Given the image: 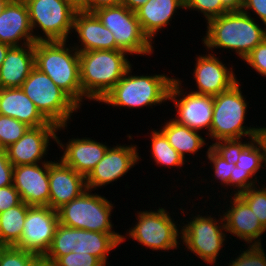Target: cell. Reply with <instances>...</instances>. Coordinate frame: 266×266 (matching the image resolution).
I'll list each match as a JSON object with an SVG mask.
<instances>
[{
  "label": "cell",
  "mask_w": 266,
  "mask_h": 266,
  "mask_svg": "<svg viewBox=\"0 0 266 266\" xmlns=\"http://www.w3.org/2000/svg\"><path fill=\"white\" fill-rule=\"evenodd\" d=\"M206 23L207 33L202 38L206 50H234L242 60L266 39V27H260L248 11L226 12Z\"/></svg>",
  "instance_id": "1"
},
{
  "label": "cell",
  "mask_w": 266,
  "mask_h": 266,
  "mask_svg": "<svg viewBox=\"0 0 266 266\" xmlns=\"http://www.w3.org/2000/svg\"><path fill=\"white\" fill-rule=\"evenodd\" d=\"M66 42L68 41H36L34 43V66L47 74L81 107L82 100L88 98L81 88L79 52L73 46L67 47Z\"/></svg>",
  "instance_id": "2"
},
{
  "label": "cell",
  "mask_w": 266,
  "mask_h": 266,
  "mask_svg": "<svg viewBox=\"0 0 266 266\" xmlns=\"http://www.w3.org/2000/svg\"><path fill=\"white\" fill-rule=\"evenodd\" d=\"M126 54L122 50L79 52L81 88L90 101L100 103L132 66Z\"/></svg>",
  "instance_id": "3"
},
{
  "label": "cell",
  "mask_w": 266,
  "mask_h": 266,
  "mask_svg": "<svg viewBox=\"0 0 266 266\" xmlns=\"http://www.w3.org/2000/svg\"><path fill=\"white\" fill-rule=\"evenodd\" d=\"M131 68L132 66L100 102L108 106L128 108L152 107L167 102L175 78L165 74L135 76L132 75Z\"/></svg>",
  "instance_id": "4"
},
{
  "label": "cell",
  "mask_w": 266,
  "mask_h": 266,
  "mask_svg": "<svg viewBox=\"0 0 266 266\" xmlns=\"http://www.w3.org/2000/svg\"><path fill=\"white\" fill-rule=\"evenodd\" d=\"M126 237L119 233L70 228L59 223L52 243L41 259L53 265L61 256L70 252L89 253L106 265L110 251L122 244Z\"/></svg>",
  "instance_id": "5"
},
{
  "label": "cell",
  "mask_w": 266,
  "mask_h": 266,
  "mask_svg": "<svg viewBox=\"0 0 266 266\" xmlns=\"http://www.w3.org/2000/svg\"><path fill=\"white\" fill-rule=\"evenodd\" d=\"M240 83H235L230 89L214 96L213 118L210 128V139L229 140L255 139L261 134L258 128L244 126L246 109L249 103L242 95Z\"/></svg>",
  "instance_id": "6"
},
{
  "label": "cell",
  "mask_w": 266,
  "mask_h": 266,
  "mask_svg": "<svg viewBox=\"0 0 266 266\" xmlns=\"http://www.w3.org/2000/svg\"><path fill=\"white\" fill-rule=\"evenodd\" d=\"M40 113L51 123L68 126L80 107L47 75L34 67L20 87Z\"/></svg>",
  "instance_id": "7"
},
{
  "label": "cell",
  "mask_w": 266,
  "mask_h": 266,
  "mask_svg": "<svg viewBox=\"0 0 266 266\" xmlns=\"http://www.w3.org/2000/svg\"><path fill=\"white\" fill-rule=\"evenodd\" d=\"M86 189L78 197L59 208V223L75 229L100 233H117L112 228V203L104 196Z\"/></svg>",
  "instance_id": "8"
},
{
  "label": "cell",
  "mask_w": 266,
  "mask_h": 266,
  "mask_svg": "<svg viewBox=\"0 0 266 266\" xmlns=\"http://www.w3.org/2000/svg\"><path fill=\"white\" fill-rule=\"evenodd\" d=\"M94 13L108 28L116 41L117 47L130 54L149 55L154 51L153 42L143 32L134 11L124 5L99 8Z\"/></svg>",
  "instance_id": "9"
},
{
  "label": "cell",
  "mask_w": 266,
  "mask_h": 266,
  "mask_svg": "<svg viewBox=\"0 0 266 266\" xmlns=\"http://www.w3.org/2000/svg\"><path fill=\"white\" fill-rule=\"evenodd\" d=\"M27 5L30 24L35 41H67L73 32V9L66 0H24ZM43 35L34 34L35 28ZM45 37V38H44Z\"/></svg>",
  "instance_id": "10"
},
{
  "label": "cell",
  "mask_w": 266,
  "mask_h": 266,
  "mask_svg": "<svg viewBox=\"0 0 266 266\" xmlns=\"http://www.w3.org/2000/svg\"><path fill=\"white\" fill-rule=\"evenodd\" d=\"M219 219H214L211 215L197 214L181 226L182 246L186 245L189 252L201 258L207 265L216 264L219 252L223 250L226 241L224 218L221 215Z\"/></svg>",
  "instance_id": "11"
},
{
  "label": "cell",
  "mask_w": 266,
  "mask_h": 266,
  "mask_svg": "<svg viewBox=\"0 0 266 266\" xmlns=\"http://www.w3.org/2000/svg\"><path fill=\"white\" fill-rule=\"evenodd\" d=\"M136 220L135 226L127 230V234L138 244L140 243L152 251H168L179 248L180 240L178 239L181 238V230L179 231L175 224L177 222L172 220L166 209L159 207L157 211H139Z\"/></svg>",
  "instance_id": "12"
},
{
  "label": "cell",
  "mask_w": 266,
  "mask_h": 266,
  "mask_svg": "<svg viewBox=\"0 0 266 266\" xmlns=\"http://www.w3.org/2000/svg\"><path fill=\"white\" fill-rule=\"evenodd\" d=\"M181 84V81L175 78L168 95V100L173 101L177 111V117L172 119L194 131L200 132L204 128L208 130L206 135L210 137L214 96L194 93L192 90L189 93L185 91L184 94Z\"/></svg>",
  "instance_id": "13"
},
{
  "label": "cell",
  "mask_w": 266,
  "mask_h": 266,
  "mask_svg": "<svg viewBox=\"0 0 266 266\" xmlns=\"http://www.w3.org/2000/svg\"><path fill=\"white\" fill-rule=\"evenodd\" d=\"M58 224L57 210L49 206H30L20 240L14 246L42 258L52 243Z\"/></svg>",
  "instance_id": "14"
},
{
  "label": "cell",
  "mask_w": 266,
  "mask_h": 266,
  "mask_svg": "<svg viewBox=\"0 0 266 266\" xmlns=\"http://www.w3.org/2000/svg\"><path fill=\"white\" fill-rule=\"evenodd\" d=\"M65 127L67 128V126L58 127L56 124L29 127L17 142L5 149L8 160L13 166L49 162L42 159L47 155L49 140L52 138L56 141L58 130L61 131Z\"/></svg>",
  "instance_id": "15"
},
{
  "label": "cell",
  "mask_w": 266,
  "mask_h": 266,
  "mask_svg": "<svg viewBox=\"0 0 266 266\" xmlns=\"http://www.w3.org/2000/svg\"><path fill=\"white\" fill-rule=\"evenodd\" d=\"M109 147L104 157L86 177V188L96 190L120 179L139 161L137 145Z\"/></svg>",
  "instance_id": "16"
},
{
  "label": "cell",
  "mask_w": 266,
  "mask_h": 266,
  "mask_svg": "<svg viewBox=\"0 0 266 266\" xmlns=\"http://www.w3.org/2000/svg\"><path fill=\"white\" fill-rule=\"evenodd\" d=\"M12 185L27 205L49 206V162L14 166Z\"/></svg>",
  "instance_id": "17"
},
{
  "label": "cell",
  "mask_w": 266,
  "mask_h": 266,
  "mask_svg": "<svg viewBox=\"0 0 266 266\" xmlns=\"http://www.w3.org/2000/svg\"><path fill=\"white\" fill-rule=\"evenodd\" d=\"M218 58L214 53L198 55L193 72L198 90L192 92L216 96L238 82L233 69Z\"/></svg>",
  "instance_id": "18"
},
{
  "label": "cell",
  "mask_w": 266,
  "mask_h": 266,
  "mask_svg": "<svg viewBox=\"0 0 266 266\" xmlns=\"http://www.w3.org/2000/svg\"><path fill=\"white\" fill-rule=\"evenodd\" d=\"M231 200L230 207L223 213L226 233H230L249 245H261V235L266 229L259 222L249 205L237 194Z\"/></svg>",
  "instance_id": "19"
},
{
  "label": "cell",
  "mask_w": 266,
  "mask_h": 266,
  "mask_svg": "<svg viewBox=\"0 0 266 266\" xmlns=\"http://www.w3.org/2000/svg\"><path fill=\"white\" fill-rule=\"evenodd\" d=\"M86 178L61 160L49 161V207L58 210L86 190Z\"/></svg>",
  "instance_id": "20"
},
{
  "label": "cell",
  "mask_w": 266,
  "mask_h": 266,
  "mask_svg": "<svg viewBox=\"0 0 266 266\" xmlns=\"http://www.w3.org/2000/svg\"><path fill=\"white\" fill-rule=\"evenodd\" d=\"M0 42L11 47L36 42L30 24L28 8L24 0H10L0 14Z\"/></svg>",
  "instance_id": "21"
},
{
  "label": "cell",
  "mask_w": 266,
  "mask_h": 266,
  "mask_svg": "<svg viewBox=\"0 0 266 266\" xmlns=\"http://www.w3.org/2000/svg\"><path fill=\"white\" fill-rule=\"evenodd\" d=\"M73 30L80 43L74 45L78 52L92 50H120L113 33L106 28L94 12L76 11Z\"/></svg>",
  "instance_id": "22"
},
{
  "label": "cell",
  "mask_w": 266,
  "mask_h": 266,
  "mask_svg": "<svg viewBox=\"0 0 266 266\" xmlns=\"http://www.w3.org/2000/svg\"><path fill=\"white\" fill-rule=\"evenodd\" d=\"M55 142L60 146V149L62 147L61 151L64 150L60 160L85 178L104 157L109 148L103 143L86 137L82 139L72 138L66 144H63L56 135Z\"/></svg>",
  "instance_id": "23"
},
{
  "label": "cell",
  "mask_w": 266,
  "mask_h": 266,
  "mask_svg": "<svg viewBox=\"0 0 266 266\" xmlns=\"http://www.w3.org/2000/svg\"><path fill=\"white\" fill-rule=\"evenodd\" d=\"M0 115L14 118L29 127H39L49 122L20 87L3 88L0 92Z\"/></svg>",
  "instance_id": "24"
},
{
  "label": "cell",
  "mask_w": 266,
  "mask_h": 266,
  "mask_svg": "<svg viewBox=\"0 0 266 266\" xmlns=\"http://www.w3.org/2000/svg\"><path fill=\"white\" fill-rule=\"evenodd\" d=\"M34 67V44L11 47L0 67L3 88L21 87Z\"/></svg>",
  "instance_id": "25"
},
{
  "label": "cell",
  "mask_w": 266,
  "mask_h": 266,
  "mask_svg": "<svg viewBox=\"0 0 266 266\" xmlns=\"http://www.w3.org/2000/svg\"><path fill=\"white\" fill-rule=\"evenodd\" d=\"M184 9V0H148L135 11L143 32L153 41L155 35L165 28L177 9Z\"/></svg>",
  "instance_id": "26"
},
{
  "label": "cell",
  "mask_w": 266,
  "mask_h": 266,
  "mask_svg": "<svg viewBox=\"0 0 266 266\" xmlns=\"http://www.w3.org/2000/svg\"><path fill=\"white\" fill-rule=\"evenodd\" d=\"M263 163L265 164L262 165ZM235 166L238 178L245 185H256L258 180L256 173L263 166L266 167V143L261 136L253 139L241 151Z\"/></svg>",
  "instance_id": "27"
},
{
  "label": "cell",
  "mask_w": 266,
  "mask_h": 266,
  "mask_svg": "<svg viewBox=\"0 0 266 266\" xmlns=\"http://www.w3.org/2000/svg\"><path fill=\"white\" fill-rule=\"evenodd\" d=\"M160 131L165 135L169 144L179 153L186 161L185 155L196 154L206 144L205 139L185 125H181L170 119L167 121ZM189 153V154H188Z\"/></svg>",
  "instance_id": "28"
},
{
  "label": "cell",
  "mask_w": 266,
  "mask_h": 266,
  "mask_svg": "<svg viewBox=\"0 0 266 266\" xmlns=\"http://www.w3.org/2000/svg\"><path fill=\"white\" fill-rule=\"evenodd\" d=\"M29 207L21 202L0 213V246H14L20 240Z\"/></svg>",
  "instance_id": "29"
},
{
  "label": "cell",
  "mask_w": 266,
  "mask_h": 266,
  "mask_svg": "<svg viewBox=\"0 0 266 266\" xmlns=\"http://www.w3.org/2000/svg\"><path fill=\"white\" fill-rule=\"evenodd\" d=\"M151 151L152 159L157 165L167 166L168 168H180L186 162L159 130L151 131Z\"/></svg>",
  "instance_id": "30"
},
{
  "label": "cell",
  "mask_w": 266,
  "mask_h": 266,
  "mask_svg": "<svg viewBox=\"0 0 266 266\" xmlns=\"http://www.w3.org/2000/svg\"><path fill=\"white\" fill-rule=\"evenodd\" d=\"M207 160L212 164L214 177L221 181L220 185L235 187L233 190L238 193L246 185L238 178L236 166L233 163H228L225 159L220 157L210 146L207 149ZM237 187V188H236ZM236 190V191H235Z\"/></svg>",
  "instance_id": "31"
},
{
  "label": "cell",
  "mask_w": 266,
  "mask_h": 266,
  "mask_svg": "<svg viewBox=\"0 0 266 266\" xmlns=\"http://www.w3.org/2000/svg\"><path fill=\"white\" fill-rule=\"evenodd\" d=\"M246 185L237 194L249 205L266 229V186Z\"/></svg>",
  "instance_id": "32"
},
{
  "label": "cell",
  "mask_w": 266,
  "mask_h": 266,
  "mask_svg": "<svg viewBox=\"0 0 266 266\" xmlns=\"http://www.w3.org/2000/svg\"><path fill=\"white\" fill-rule=\"evenodd\" d=\"M29 126L14 118L0 115V148L5 150L10 145L17 142Z\"/></svg>",
  "instance_id": "33"
},
{
  "label": "cell",
  "mask_w": 266,
  "mask_h": 266,
  "mask_svg": "<svg viewBox=\"0 0 266 266\" xmlns=\"http://www.w3.org/2000/svg\"><path fill=\"white\" fill-rule=\"evenodd\" d=\"M41 258L15 246H0V266H34Z\"/></svg>",
  "instance_id": "34"
},
{
  "label": "cell",
  "mask_w": 266,
  "mask_h": 266,
  "mask_svg": "<svg viewBox=\"0 0 266 266\" xmlns=\"http://www.w3.org/2000/svg\"><path fill=\"white\" fill-rule=\"evenodd\" d=\"M242 139L219 140L210 147L228 163L236 164L241 151L253 140L242 142Z\"/></svg>",
  "instance_id": "35"
},
{
  "label": "cell",
  "mask_w": 266,
  "mask_h": 266,
  "mask_svg": "<svg viewBox=\"0 0 266 266\" xmlns=\"http://www.w3.org/2000/svg\"><path fill=\"white\" fill-rule=\"evenodd\" d=\"M184 8L203 13L207 22L229 12L221 0H184Z\"/></svg>",
  "instance_id": "36"
},
{
  "label": "cell",
  "mask_w": 266,
  "mask_h": 266,
  "mask_svg": "<svg viewBox=\"0 0 266 266\" xmlns=\"http://www.w3.org/2000/svg\"><path fill=\"white\" fill-rule=\"evenodd\" d=\"M248 246L237 258H232L228 266H266V253L262 245Z\"/></svg>",
  "instance_id": "37"
},
{
  "label": "cell",
  "mask_w": 266,
  "mask_h": 266,
  "mask_svg": "<svg viewBox=\"0 0 266 266\" xmlns=\"http://www.w3.org/2000/svg\"><path fill=\"white\" fill-rule=\"evenodd\" d=\"M104 264L95 256L87 253L70 252L61 256L52 266H103Z\"/></svg>",
  "instance_id": "38"
},
{
  "label": "cell",
  "mask_w": 266,
  "mask_h": 266,
  "mask_svg": "<svg viewBox=\"0 0 266 266\" xmlns=\"http://www.w3.org/2000/svg\"><path fill=\"white\" fill-rule=\"evenodd\" d=\"M248 65L255 69L258 74L266 76V39L258 44L244 60Z\"/></svg>",
  "instance_id": "39"
},
{
  "label": "cell",
  "mask_w": 266,
  "mask_h": 266,
  "mask_svg": "<svg viewBox=\"0 0 266 266\" xmlns=\"http://www.w3.org/2000/svg\"><path fill=\"white\" fill-rule=\"evenodd\" d=\"M21 202L20 195L13 185L0 188V213Z\"/></svg>",
  "instance_id": "40"
},
{
  "label": "cell",
  "mask_w": 266,
  "mask_h": 266,
  "mask_svg": "<svg viewBox=\"0 0 266 266\" xmlns=\"http://www.w3.org/2000/svg\"><path fill=\"white\" fill-rule=\"evenodd\" d=\"M13 167L5 150H2L0 152V188L12 185Z\"/></svg>",
  "instance_id": "41"
},
{
  "label": "cell",
  "mask_w": 266,
  "mask_h": 266,
  "mask_svg": "<svg viewBox=\"0 0 266 266\" xmlns=\"http://www.w3.org/2000/svg\"><path fill=\"white\" fill-rule=\"evenodd\" d=\"M253 11L266 27V0H244L242 11Z\"/></svg>",
  "instance_id": "42"
},
{
  "label": "cell",
  "mask_w": 266,
  "mask_h": 266,
  "mask_svg": "<svg viewBox=\"0 0 266 266\" xmlns=\"http://www.w3.org/2000/svg\"><path fill=\"white\" fill-rule=\"evenodd\" d=\"M120 5V0H87V12H94L99 8Z\"/></svg>",
  "instance_id": "43"
},
{
  "label": "cell",
  "mask_w": 266,
  "mask_h": 266,
  "mask_svg": "<svg viewBox=\"0 0 266 266\" xmlns=\"http://www.w3.org/2000/svg\"><path fill=\"white\" fill-rule=\"evenodd\" d=\"M222 5L230 11H241L244 0H221Z\"/></svg>",
  "instance_id": "44"
},
{
  "label": "cell",
  "mask_w": 266,
  "mask_h": 266,
  "mask_svg": "<svg viewBox=\"0 0 266 266\" xmlns=\"http://www.w3.org/2000/svg\"><path fill=\"white\" fill-rule=\"evenodd\" d=\"M148 0H120V4L124 5L131 11H136L141 6L145 5Z\"/></svg>",
  "instance_id": "45"
},
{
  "label": "cell",
  "mask_w": 266,
  "mask_h": 266,
  "mask_svg": "<svg viewBox=\"0 0 266 266\" xmlns=\"http://www.w3.org/2000/svg\"><path fill=\"white\" fill-rule=\"evenodd\" d=\"M66 1L76 11L87 12V0H66Z\"/></svg>",
  "instance_id": "46"
},
{
  "label": "cell",
  "mask_w": 266,
  "mask_h": 266,
  "mask_svg": "<svg viewBox=\"0 0 266 266\" xmlns=\"http://www.w3.org/2000/svg\"><path fill=\"white\" fill-rule=\"evenodd\" d=\"M10 48H11V46L0 42V67H1V65H2V63L6 57V54Z\"/></svg>",
  "instance_id": "47"
},
{
  "label": "cell",
  "mask_w": 266,
  "mask_h": 266,
  "mask_svg": "<svg viewBox=\"0 0 266 266\" xmlns=\"http://www.w3.org/2000/svg\"><path fill=\"white\" fill-rule=\"evenodd\" d=\"M10 0H0V14L4 11Z\"/></svg>",
  "instance_id": "48"
},
{
  "label": "cell",
  "mask_w": 266,
  "mask_h": 266,
  "mask_svg": "<svg viewBox=\"0 0 266 266\" xmlns=\"http://www.w3.org/2000/svg\"><path fill=\"white\" fill-rule=\"evenodd\" d=\"M260 136L263 138V140L265 141L266 143V127H261V134Z\"/></svg>",
  "instance_id": "49"
},
{
  "label": "cell",
  "mask_w": 266,
  "mask_h": 266,
  "mask_svg": "<svg viewBox=\"0 0 266 266\" xmlns=\"http://www.w3.org/2000/svg\"><path fill=\"white\" fill-rule=\"evenodd\" d=\"M3 90V86L1 84V81H0V92Z\"/></svg>",
  "instance_id": "50"
}]
</instances>
